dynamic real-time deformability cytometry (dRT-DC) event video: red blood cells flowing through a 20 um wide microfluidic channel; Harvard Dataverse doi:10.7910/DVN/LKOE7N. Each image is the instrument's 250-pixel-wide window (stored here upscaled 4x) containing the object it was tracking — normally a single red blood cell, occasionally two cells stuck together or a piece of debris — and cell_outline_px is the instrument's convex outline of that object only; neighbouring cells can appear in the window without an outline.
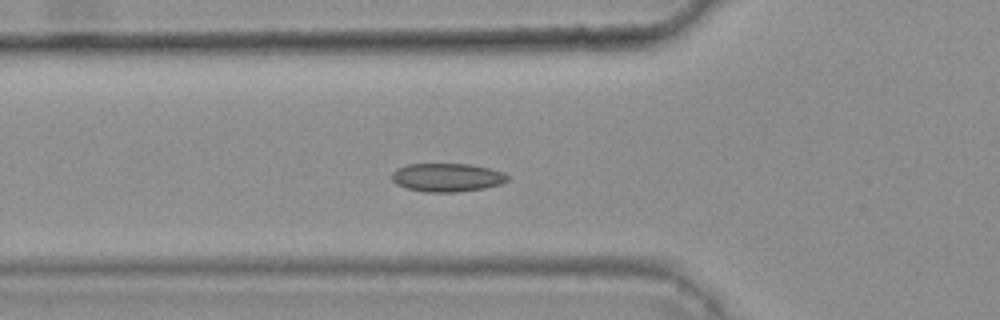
{"species": "common noctule bat (a hibernating species)", "species_latin": "Nyctalus noctula", "temperature_condition": "warm", "stored_images_in_passage": 38, "camera_frame_rate_fps": 3000, "um_per_image_px": 0.085, "animal": {"sex": "female", "body_mass_g": 25.1}, "frame": {"image": 1, "passage_image": 12, "time_ms": 3.667, "image_size_px": [1000, 320], "cell_outline_px": [[508, 180], [500, 184], [484, 188], [460, 192], [424, 192], [408, 188], [396, 184], [392, 180], [392, 172], [396, 168], [408, 164], [468, 164], [488, 168], [504, 172], [508, 176]], "centroid_in_image_um": [37.99, 15.08], "position_along_channel_um": 87.8, "area_um2": 19.19}}
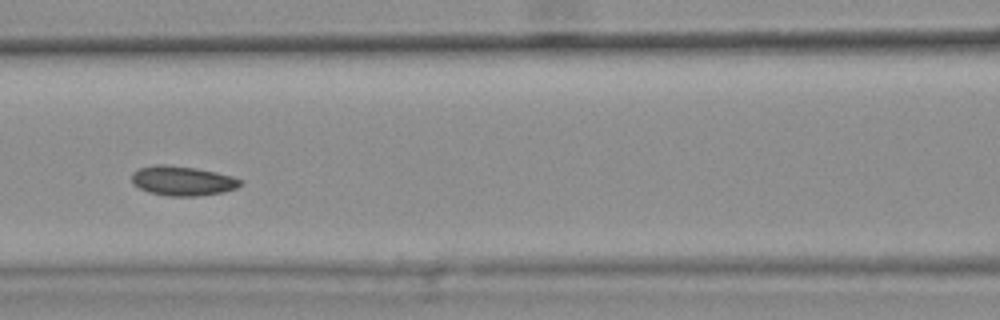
{"frame": {"image": 2, "passage_image": 17, "time_ms": 5.333, "image_size_px": [1000, 320], "cell_outline_px": [[244, 184], [236, 188], [224, 192], [196, 196], [168, 196], [148, 192], [132, 184], [132, 172], [140, 168], [152, 164], [164, 164], [196, 168], [216, 172], [232, 176], [240, 180]], "centroid_in_image_um": [15.5, 15.37], "position_along_channel_um": 151.1, "area_um2": 18.84}, "authors_computed_cell_mechanics": {"area_um2": 18.4671, "velocity_mm_per_s": 3.7855, "shape_relaxation_time_tau1_ms": null, "shape_relaxation_time_tau2_ms": 9.4169, "deformation_change_tau1": null, "deformation_change_tau2": 0.1132}}